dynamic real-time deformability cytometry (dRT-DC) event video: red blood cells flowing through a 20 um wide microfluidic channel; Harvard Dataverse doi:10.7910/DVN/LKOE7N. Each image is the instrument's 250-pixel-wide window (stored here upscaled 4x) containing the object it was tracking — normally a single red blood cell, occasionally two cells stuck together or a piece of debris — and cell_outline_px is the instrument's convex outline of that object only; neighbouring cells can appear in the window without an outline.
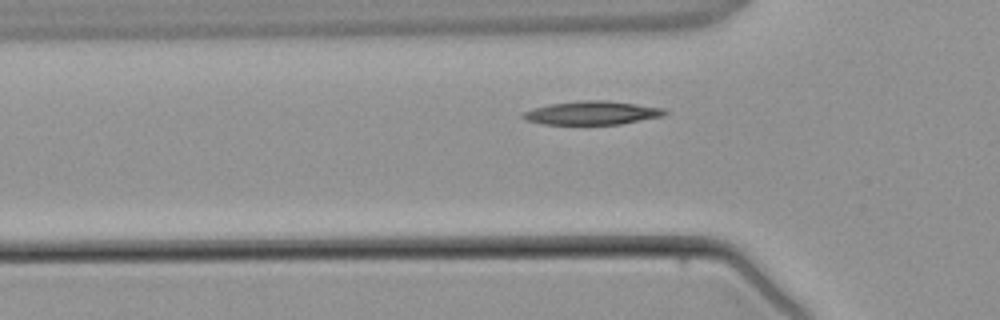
{"species": "common noctule bat (a hibernating species)", "species_latin": "Nyctalus noctula", "temperature_condition": "warm", "stored_images_in_passage": 4, "camera_frame_rate_fps": 3000, "um_per_image_px": 0.085, "animal": {"sex": "male", "body_mass_g": 21.5, "forearm_length_mm": 52.0}, "frame": {"image": 1, "passage_image": 4, "time_ms": 3.667, "image_size_px": [1000, 320], "cell_outline_px": [[668, 112], [664, 116], [620, 124], [544, 124], [524, 120], [520, 116], [524, 112], [532, 108], [552, 104], [580, 100], [604, 100], [636, 104], [664, 108]], "centroid_in_image_um": [50.32, 9.6], "position_along_channel_um": 75.5, "area_um2": 19.42}}